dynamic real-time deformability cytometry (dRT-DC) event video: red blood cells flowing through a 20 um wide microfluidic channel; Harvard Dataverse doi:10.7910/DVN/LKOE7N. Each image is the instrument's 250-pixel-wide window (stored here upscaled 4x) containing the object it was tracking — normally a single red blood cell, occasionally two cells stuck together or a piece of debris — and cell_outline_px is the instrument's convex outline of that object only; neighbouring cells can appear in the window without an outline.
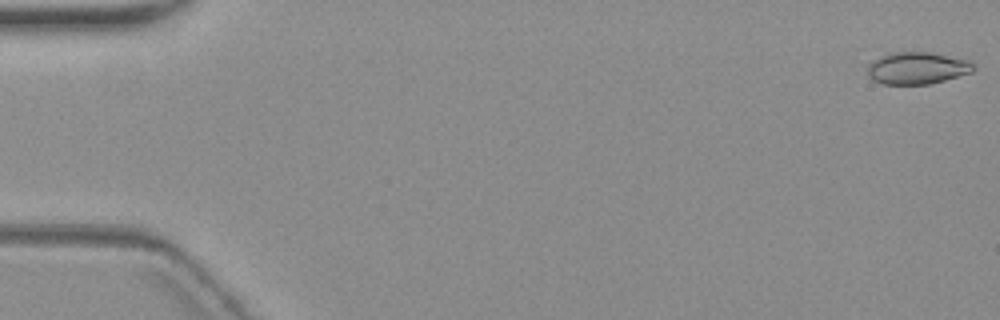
{"species": "common noctule bat (a hibernating species)", "species_latin": "Nyctalus noctula", "temperature_condition": "warm", "stored_images_in_passage": 4, "camera_frame_rate_fps": 3000, "um_per_image_px": 0.085, "animal": {"sex": "female", "body_mass_g": 19.3, "forearm_length_mm": 54.1}, "frame": {"image": 1, "passage_image": 1, "time_ms": 0.0, "image_size_px": [1000, 320], "cell_outline_px": [[976, 68], [972, 72], [944, 80], [928, 84], [884, 84], [872, 80], [868, 76], [868, 64], [872, 60], [888, 52], [928, 52], [968, 60]], "centroid_in_image_um": [77.91, 5.78], "position_along_channel_um": 7.1, "area_um2": 19.77}}
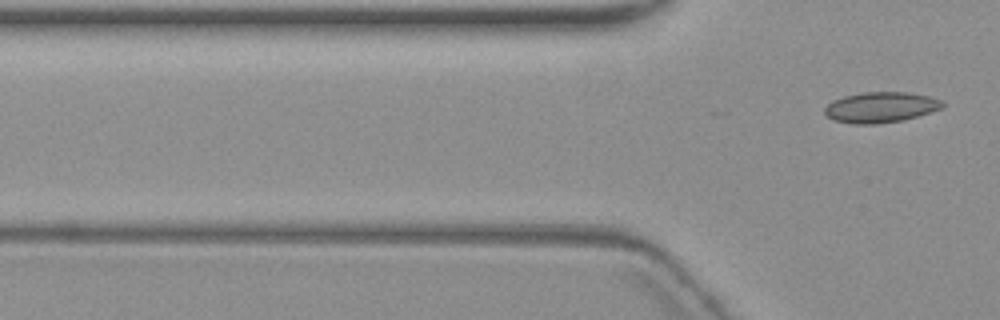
{"frame": {"image": 2, "passage_image": 4, "time_ms": 5.333, "image_size_px": [1000, 320], "cell_outline_px": [[944, 104], [940, 108], [904, 120], [876, 124], [852, 124], [832, 120], [824, 112], [824, 108], [832, 100], [844, 96], [864, 92], [908, 92], [928, 96], [940, 100]], "centroid_in_image_um": [74.8, 9.12], "position_along_channel_um": 51.0, "area_um2": 20.87}}